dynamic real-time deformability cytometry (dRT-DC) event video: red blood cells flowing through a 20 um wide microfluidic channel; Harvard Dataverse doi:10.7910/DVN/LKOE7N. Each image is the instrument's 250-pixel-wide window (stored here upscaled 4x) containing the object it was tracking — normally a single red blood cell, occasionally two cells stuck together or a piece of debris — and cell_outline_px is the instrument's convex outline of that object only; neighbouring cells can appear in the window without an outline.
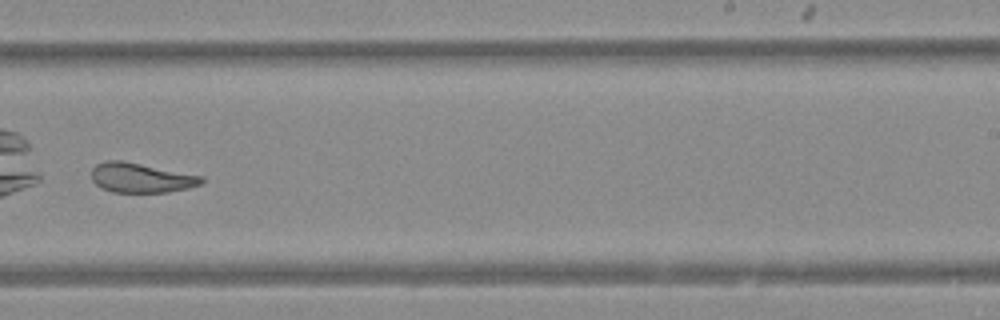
{"species": "Egyptian fruit bat (a non-hibernating species)", "species_latin": "Rousettus aegyptiacus", "temperature_condition": "warm", "stored_images_in_passage": 31, "camera_frame_rate_fps": 3000, "um_per_image_px": 0.085, "animal": {"sex": "female"}, "frame": {"image": 1, "passage_image": 18, "time_ms": 5.667, "image_size_px": [1000, 320], "cell_outline_px": [[204, 180], [200, 184], [188, 188], [168, 192], [112, 192], [96, 184], [92, 180], [92, 168], [96, 164], [104, 160], [120, 160], [204, 176]], "centroid_in_image_um": [11.98, 15.11], "position_along_channel_um": 277.0, "area_um2": 18.9}}